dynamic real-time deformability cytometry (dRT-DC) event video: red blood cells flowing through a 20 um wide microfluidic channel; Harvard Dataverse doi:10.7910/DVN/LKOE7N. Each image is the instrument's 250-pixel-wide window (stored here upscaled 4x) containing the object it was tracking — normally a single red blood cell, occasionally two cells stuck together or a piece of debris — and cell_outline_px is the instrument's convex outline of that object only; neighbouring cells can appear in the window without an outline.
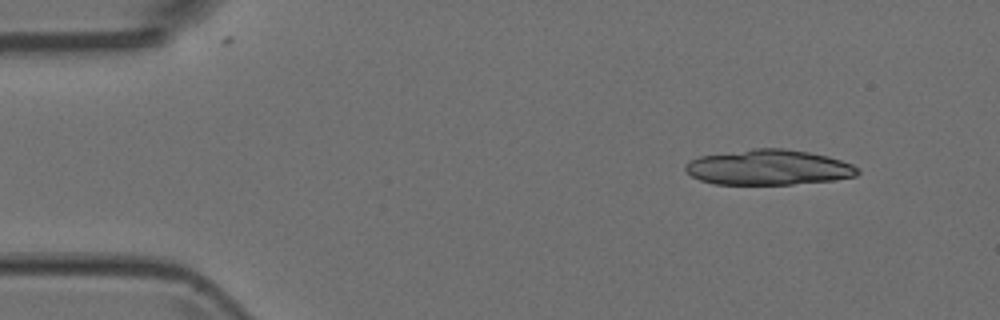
{"species": "Egyptian fruit bat (a non-hibernating species)", "species_latin": "Rousettus aegyptiacus", "temperature_condition": "room temperature", "stored_images_in_passage": 5, "camera_frame_rate_fps": 3000, "um_per_image_px": 0.085, "animal": {"sex": "female"}, "frame": {"image": 1, "passage_image": 2, "time_ms": 0.333, "image_size_px": [1000, 320], "cell_outline_px": [[860, 172], [856, 176], [832, 180], [792, 184], [716, 184], [700, 180], [692, 176], [684, 168], [684, 164], [700, 156], [752, 148], [784, 148], [808, 152], [828, 156], [852, 164]], "centroid_in_image_um": [65.32, 14.22], "position_along_channel_um": 19.7, "area_um2": 35.26}}
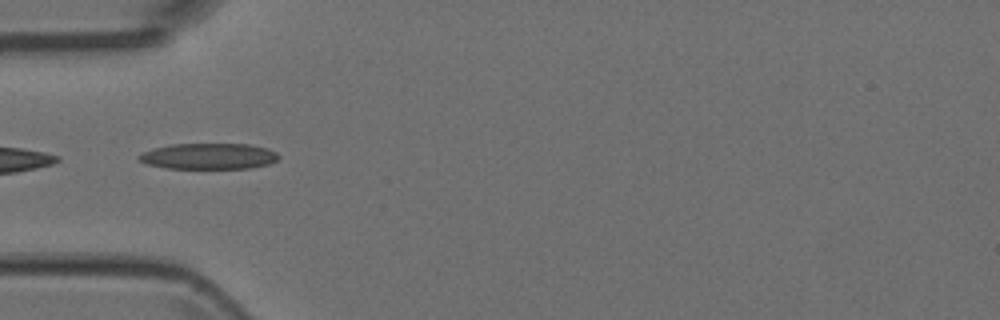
{"frame": {"image": 2, "passage_image": 5, "time_ms": 1.333, "image_size_px": [1000, 320], "cell_outline_px": [[280, 156], [276, 160], [268, 164], [248, 168], [168, 168], [148, 164], [140, 160], [136, 156], [144, 152], [156, 148], [172, 144], [248, 144], [268, 148], [276, 152]], "centroid_in_image_um": [17.77, 13.27], "position_along_channel_um": 67.2, "area_um2": 20.87}}